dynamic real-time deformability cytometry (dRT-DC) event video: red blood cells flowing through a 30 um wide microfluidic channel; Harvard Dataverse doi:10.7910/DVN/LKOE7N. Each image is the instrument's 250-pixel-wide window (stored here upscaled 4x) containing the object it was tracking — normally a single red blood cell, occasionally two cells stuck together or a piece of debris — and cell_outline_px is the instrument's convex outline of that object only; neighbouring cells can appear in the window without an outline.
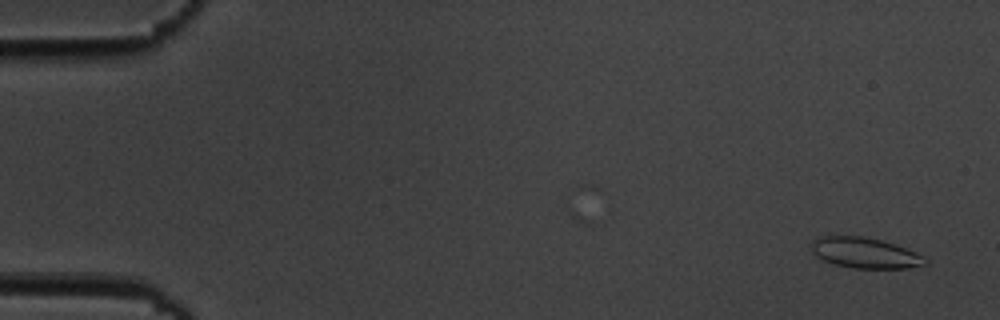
{"species": "common noctule bat (a hibernating species)", "species_latin": "Nyctalus noctula", "temperature_condition": "cold", "stored_images_in_passage": 15, "camera_frame_rate_fps": 3000, "um_per_image_px": 0.085, "animal": {"sex": "male", "body_mass_g": 19.5, "forearm_length_mm": 54.6}, "frame": {"image": 1, "passage_image": 1, "time_ms": 0.0, "image_size_px": [1000, 320], "cell_outline_px": [[928, 264], [908, 268], [852, 268], [836, 264], [824, 260], [816, 256], [812, 252], [812, 240], [820, 236], [864, 236], [884, 240], [896, 244], [916, 252], [928, 260]], "centroid_in_image_um": [73.55, 21.48], "position_along_channel_um": 11.5, "area_um2": 20.4}}
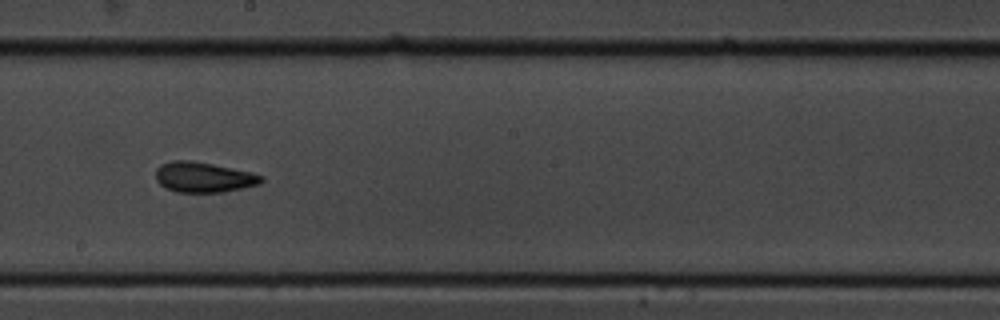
{"frame": {"image": 2, "passage_image": 9, "time_ms": 10.0, "image_size_px": [1000, 320], "cell_outline_px": [[264, 180], [260, 184], [224, 192], [176, 192], [160, 184], [156, 180], [156, 168], [160, 164], [172, 160], [192, 160], [252, 172], [264, 176]], "centroid_in_image_um": [17.32, 15.05], "position_along_channel_um": 230.9, "area_um2": 18.73}}
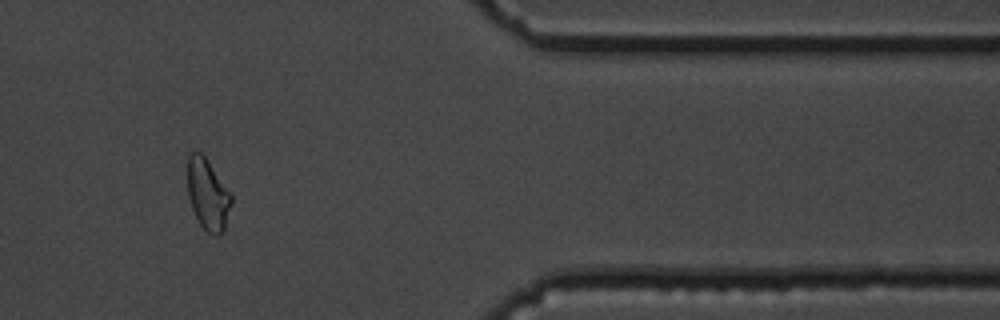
{"frame": {"image": 3, "passage_image": 13, "time_ms": 15.333, "image_size_px": [1000, 320], "cell_outline_px": [[232, 200], [224, 232], [216, 236], [208, 232], [200, 224], [192, 208], [188, 196], [188, 152], [200, 152], [204, 156], [232, 192]], "centroid_in_image_um": [17.68, 16.52], "position_along_channel_um": 393.7, "area_um2": 18.21}, "authors_computed_cell_mechanics": {"area_um2": 18.207, "velocity_mm_per_s": 3.4939, "shape_relaxation_time_tau1_ms": 3.0032, "shape_relaxation_time_tau2_ms": 0.7521, "deformation_change_tau1": 0.1066, "deformation_change_tau2": 0.0616}}